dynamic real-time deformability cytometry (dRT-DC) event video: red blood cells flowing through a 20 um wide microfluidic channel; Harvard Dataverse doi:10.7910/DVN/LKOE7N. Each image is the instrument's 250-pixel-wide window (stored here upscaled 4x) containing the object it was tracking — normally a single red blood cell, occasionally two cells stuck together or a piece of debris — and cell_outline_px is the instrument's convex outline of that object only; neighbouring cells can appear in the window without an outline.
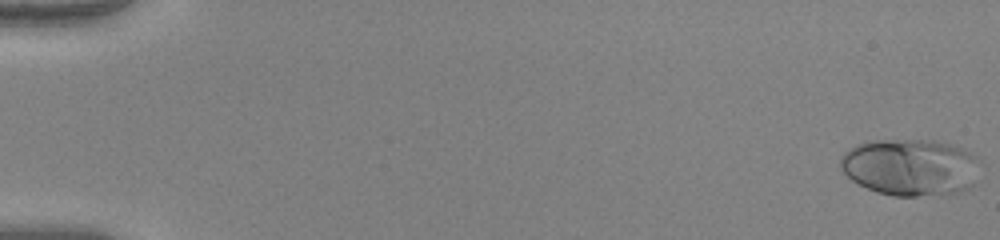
{"species": "human", "species_latin": "Homo sapiens", "temperature_condition": "warm", "stored_images_in_passage": 52, "camera_frame_rate_fps": 3000, "um_per_image_px": 0.085, "donor": {"sex": "female"}, "frame": {"image": 1, "passage_image": 1, "time_ms": 0.0, "image_size_px": [1000, 240], "cell_outline_px": [[984, 164], [972, 184], [968, 188], [960, 192], [916, 196], [892, 196], [876, 192], [852, 180], [840, 168], [840, 156], [848, 148], [856, 144], [868, 140], [932, 140], [964, 148], [976, 156]], "centroid_in_image_um": [77.41, 14.2], "position_along_channel_um": 7.6, "area_um2": 46.88}}
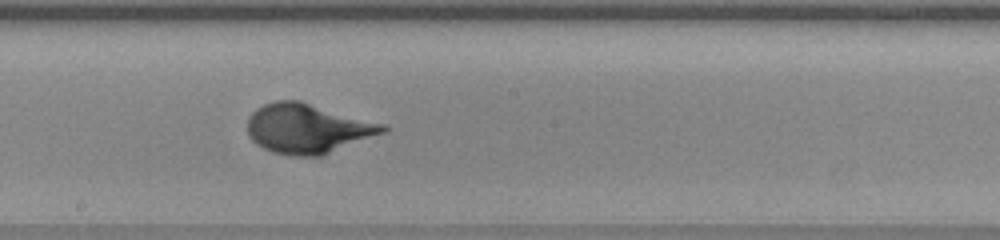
{"frame": {"image": 2, "passage_image": 30, "time_ms": 9.667, "image_size_px": [1000, 240], "cell_outline_px": [[388, 132], [320, 156], [292, 156], [272, 152], [256, 144], [248, 136], [248, 116], [256, 108], [264, 104], [276, 100], [300, 100], [388, 124]], "centroid_in_image_um": [26.2, 10.91], "position_along_channel_um": 222.0, "area_um2": 39.77}}
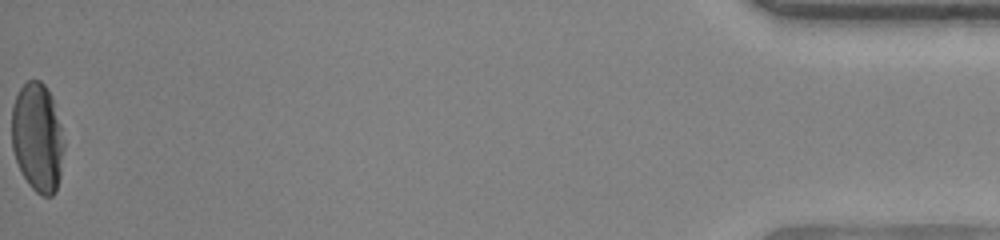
{"frame": {"image": 3, "passage_image": 52, "time_ms": 17.0, "image_size_px": [1000, 240], "cell_outline_px": [[64, 148], [60, 176], [56, 192], [52, 196], [44, 196], [36, 192], [28, 184], [16, 160], [12, 148], [12, 104], [20, 88], [28, 80], [40, 80], [44, 84], [52, 96], [60, 124], [64, 144]], "centroid_in_image_um": [3.19, 11.69], "position_along_channel_um": 432.0, "area_um2": 33.23}}